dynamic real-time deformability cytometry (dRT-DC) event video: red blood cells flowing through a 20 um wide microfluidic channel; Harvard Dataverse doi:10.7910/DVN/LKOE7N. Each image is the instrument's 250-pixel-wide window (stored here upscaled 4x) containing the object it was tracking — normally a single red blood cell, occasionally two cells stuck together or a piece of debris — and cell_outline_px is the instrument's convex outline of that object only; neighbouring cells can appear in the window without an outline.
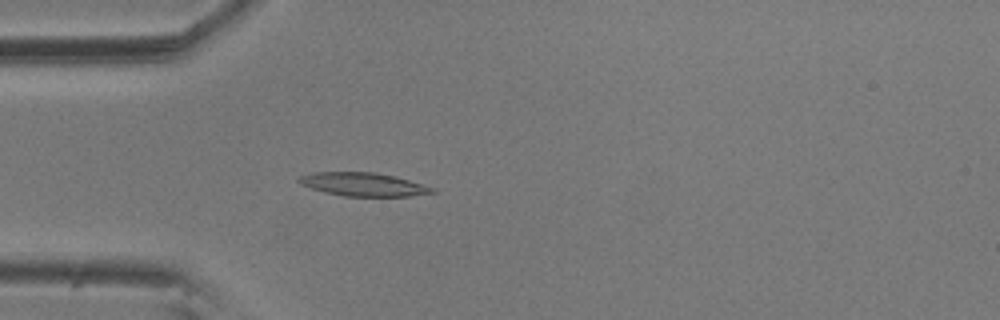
{"species": "common noctule bat (a hibernating species)", "species_latin": "Nyctalus noctula", "temperature_condition": "room temperature", "stored_images_in_passage": 5, "camera_frame_rate_fps": 3000, "um_per_image_px": 0.085, "animal": {"sex": "male", "body_mass_g": 20.5, "forearm_length_mm": 52.5}, "frame": {"image": 1, "passage_image": 5, "time_ms": 1.333, "image_size_px": [1000, 320], "cell_outline_px": [[436, 192], [408, 196], [344, 196], [324, 192], [300, 184], [296, 180], [300, 176], [316, 172], [372, 172], [396, 176], [436, 188]], "centroid_in_image_um": [30.89, 15.67], "position_along_channel_um": 54.1, "area_um2": 18.15}}